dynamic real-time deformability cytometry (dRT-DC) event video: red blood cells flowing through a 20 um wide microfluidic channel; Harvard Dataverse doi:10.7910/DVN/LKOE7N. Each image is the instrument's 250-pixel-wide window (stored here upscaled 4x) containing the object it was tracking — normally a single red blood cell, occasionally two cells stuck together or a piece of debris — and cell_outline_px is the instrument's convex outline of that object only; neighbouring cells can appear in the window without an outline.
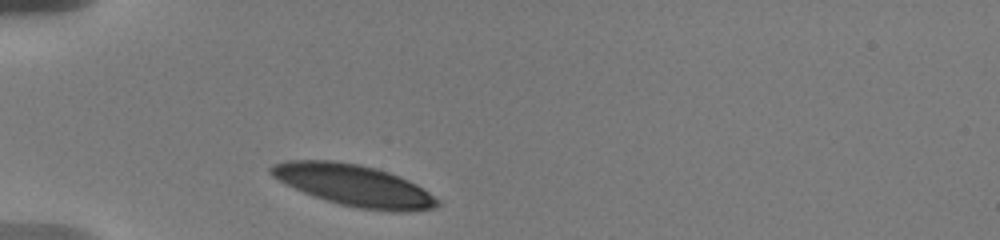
{"species": "human", "species_latin": "Homo sapiens", "temperature_condition": "warm", "stored_images_in_passage": 14, "camera_frame_rate_fps": 3000, "um_per_image_px": 0.085, "donor": {"sex": "male"}, "frame": {"image": 1, "passage_image": 1, "time_ms": 0.0, "image_size_px": [1000, 240], "cell_outline_px": [[440, 204], [436, 208], [396, 212], [360, 208], [340, 204], [304, 192], [272, 176], [268, 172], [268, 168], [272, 164], [288, 160], [332, 160], [360, 164], [376, 168], [400, 176], [416, 184], [440, 200]], "centroid_in_image_um": [30.1, 15.74], "position_along_channel_um": 54.9, "area_um2": 39.82}}
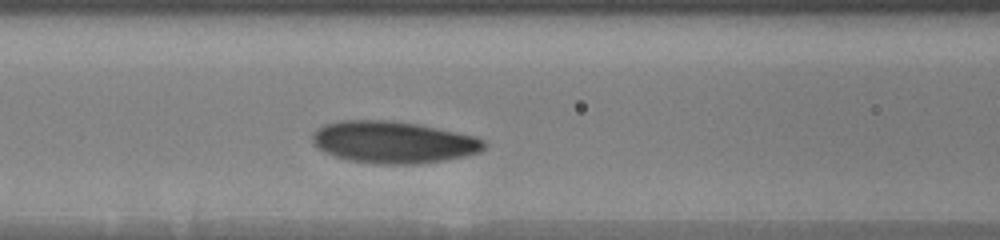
{"frame": {"image": 2, "passage_image": 7, "time_ms": 2.667, "image_size_px": [1000, 240], "cell_outline_px": [[488, 144], [480, 152], [464, 156], [444, 160], [420, 164], [380, 164], [348, 160], [324, 152], [312, 144], [312, 136], [316, 128], [324, 124], [340, 120], [392, 120], [420, 124], [476, 136], [484, 140]], "centroid_in_image_um": [33.43, 12.08], "position_along_channel_um": 133.2, "area_um2": 42.37}}
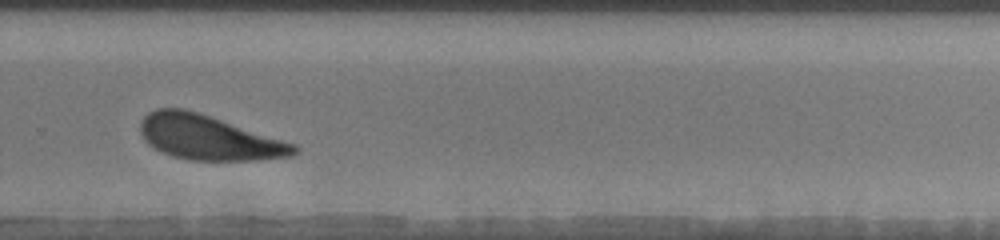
{"frame": {"image": 3, "passage_image": 12, "time_ms": 7.667, "image_size_px": [1000, 240], "cell_outline_px": [[300, 152], [292, 156], [260, 160], [188, 160], [172, 156], [148, 144], [144, 140], [140, 132], [140, 120], [148, 112], [156, 108], [184, 108], [296, 144], [300, 148]], "centroid_in_image_um": [17.74, 11.7], "position_along_channel_um": 312.1, "area_um2": 39.88}, "authors_computed_cell_mechanics": {"area_um2": 41.7027, "velocity_mm_per_s": 3.5919, "shape_relaxation_time_tau1_ms": 1.1315, "shape_relaxation_time_tau2_ms": 7.3345, "deformation_change_tau1": 0.0779, "deformation_change_tau2": 0.1747}}